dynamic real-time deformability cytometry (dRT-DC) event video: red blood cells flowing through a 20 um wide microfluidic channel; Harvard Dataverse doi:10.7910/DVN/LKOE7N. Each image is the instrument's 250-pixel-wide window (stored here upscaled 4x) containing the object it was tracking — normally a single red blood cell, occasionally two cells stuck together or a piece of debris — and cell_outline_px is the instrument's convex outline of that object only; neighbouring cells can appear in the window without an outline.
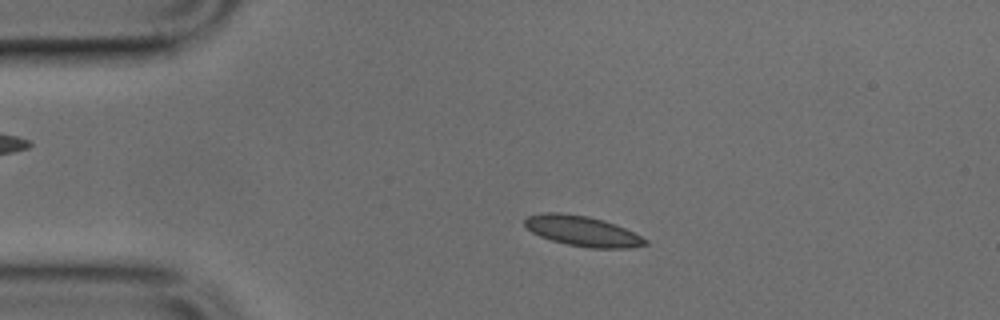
{"species": "common noctule bat (a hibernating species)", "species_latin": "Nyctalus noctula", "temperature_condition": "cold", "stored_images_in_passage": 48, "camera_frame_rate_fps": 3000, "um_per_image_px": 0.085, "animal": {"sex": "male", "body_mass_g": 17.9, "forearm_length_mm": 54.2}, "frame": {"image": 1, "passage_image": 9, "time_ms": 2.667, "image_size_px": [1000, 320], "cell_outline_px": [[648, 244], [628, 248], [588, 248], [568, 244], [552, 240], [540, 236], [532, 232], [524, 224], [524, 220], [528, 216], [544, 212], [560, 212], [588, 216], [604, 220], [616, 224], [648, 240]], "centroid_in_image_um": [49.5, 19.63], "position_along_channel_um": 35.5, "area_um2": 21.15}}
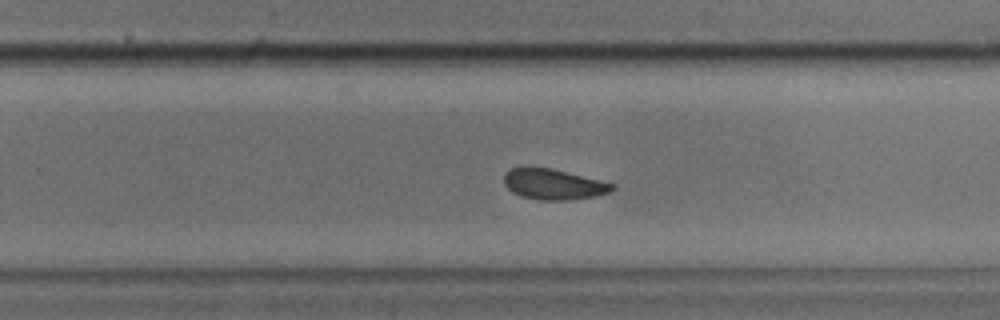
{"frame": {"image": 2, "passage_image": 30, "time_ms": 9.667, "image_size_px": [1000, 320], "cell_outline_px": [[616, 188], [608, 192], [596, 196], [576, 200], [536, 200], [520, 196], [512, 192], [504, 184], [504, 172], [508, 168], [524, 164], [528, 164], [552, 168], [616, 184]], "centroid_in_image_um": [46.98, 15.62], "position_along_channel_um": 282.8, "area_um2": 20.17}}
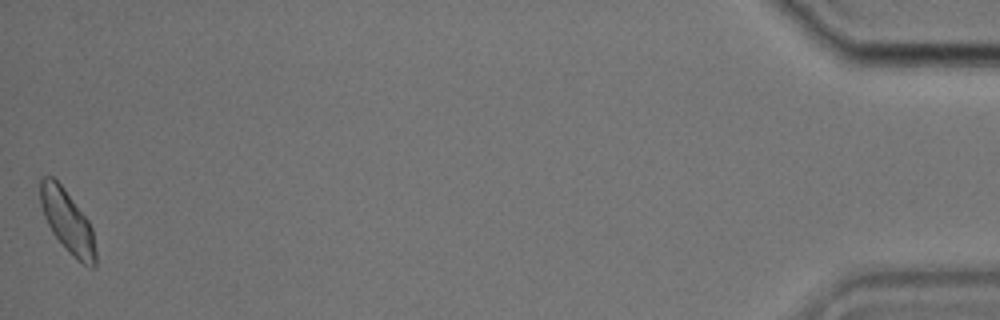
{"frame": {"image": 3, "passage_image": 48, "time_ms": 15.667, "image_size_px": [1000, 320], "cell_outline_px": [[96, 268], [92, 268], [76, 260], [68, 252], [52, 232], [44, 216], [40, 204], [40, 180], [44, 176], [52, 176], [64, 188], [88, 220], [92, 228], [96, 252]], "centroid_in_image_um": [5.74, 18.85], "position_along_channel_um": 429.5, "area_um2": 20.17}}